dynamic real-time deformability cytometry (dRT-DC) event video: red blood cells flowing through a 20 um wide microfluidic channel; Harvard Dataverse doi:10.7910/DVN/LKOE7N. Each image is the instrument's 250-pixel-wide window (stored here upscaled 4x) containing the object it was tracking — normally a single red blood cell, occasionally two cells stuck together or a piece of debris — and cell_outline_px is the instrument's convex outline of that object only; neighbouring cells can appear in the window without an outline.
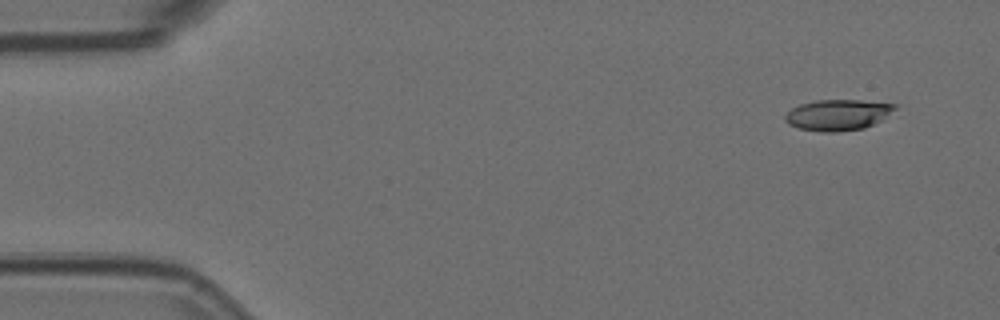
{"species": "Egyptian fruit bat (a non-hibernating species)", "species_latin": "Rousettus aegyptiacus", "temperature_condition": "room temperature", "stored_images_in_passage": 9, "camera_frame_rate_fps": 3000, "um_per_image_px": 0.085, "animal": {"sex": "female"}, "frame": {"image": 1, "passage_image": 1, "time_ms": 0.0, "image_size_px": [1000, 320], "cell_outline_px": [[900, 104], [896, 108], [880, 120], [864, 128], [836, 132], [824, 132], [800, 128], [788, 124], [784, 120], [784, 116], [792, 108], [800, 104], [816, 100], [860, 100]], "centroid_in_image_um": [71.21, 9.75], "position_along_channel_um": 13.8, "area_um2": 19.65}}
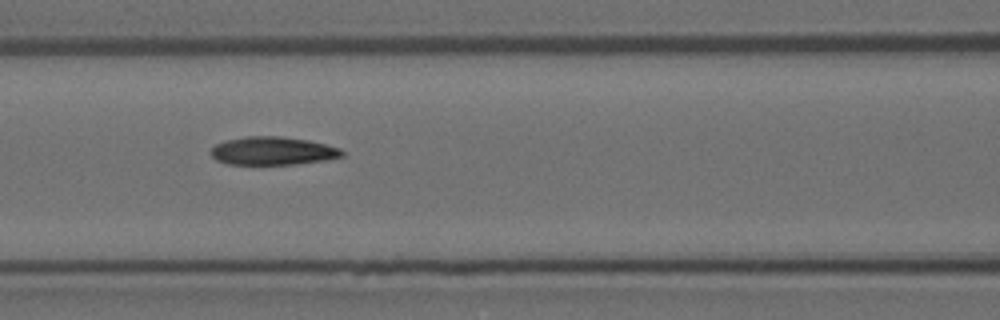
{"frame": {"image": 2, "passage_image": 7, "time_ms": 2.0, "image_size_px": [1000, 320], "cell_outline_px": [[344, 156], [324, 160], [296, 164], [228, 164], [216, 160], [212, 156], [212, 148], [216, 144], [224, 140], [248, 136], [280, 136], [308, 140], [340, 148], [344, 152]], "centroid_in_image_um": [23.18, 12.82], "position_along_channel_um": 143.4, "area_um2": 21.44}}
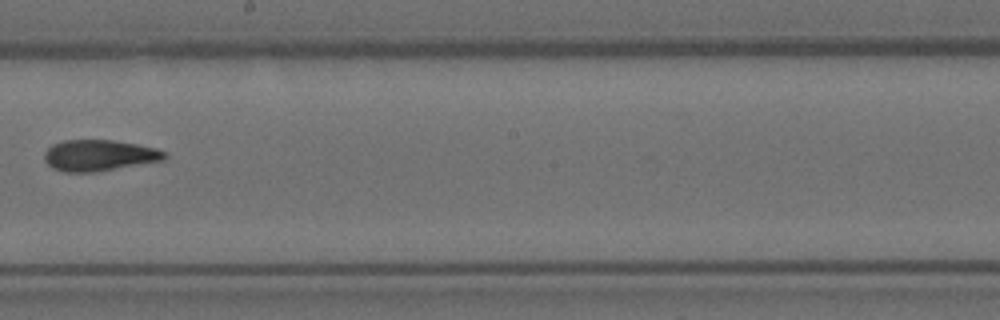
{"frame": {"image": 3, "passage_image": 9, "time_ms": 2.667, "image_size_px": [1000, 320], "cell_outline_px": [[168, 156], [164, 160], [96, 172], [64, 172], [52, 168], [44, 160], [44, 152], [52, 144], [64, 140], [112, 140], [136, 144], [156, 148], [168, 152]], "centroid_in_image_um": [8.43, 13.21], "position_along_channel_um": 239.8, "area_um2": 21.96}}